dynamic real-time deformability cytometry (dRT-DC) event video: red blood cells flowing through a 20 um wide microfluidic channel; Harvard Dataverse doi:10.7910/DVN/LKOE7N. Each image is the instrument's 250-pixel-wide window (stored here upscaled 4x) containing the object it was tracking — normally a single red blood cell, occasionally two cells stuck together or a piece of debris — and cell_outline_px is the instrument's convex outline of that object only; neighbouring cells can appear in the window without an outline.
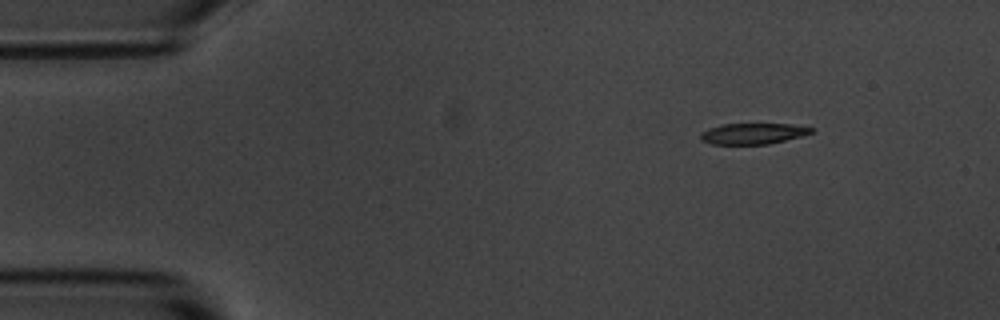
{"species": "common noctule bat (a hibernating species)", "species_latin": "Nyctalus noctula", "temperature_condition": "room temperature", "stored_images_in_passage": 10, "camera_frame_rate_fps": 3000, "um_per_image_px": 0.085, "animal": {"sex": "male", "body_mass_g": 20.1, "forearm_length_mm": 53.5}, "frame": {"image": 1, "passage_image": 1, "time_ms": 0.0, "image_size_px": [1000, 320], "cell_outline_px": [[816, 128], [812, 132], [800, 136], [768, 144], [712, 144], [700, 140], [700, 132], [708, 128], [724, 124], [792, 124]], "centroid_in_image_um": [63.97, 11.35], "position_along_channel_um": 21.0, "area_um2": 13.47}}
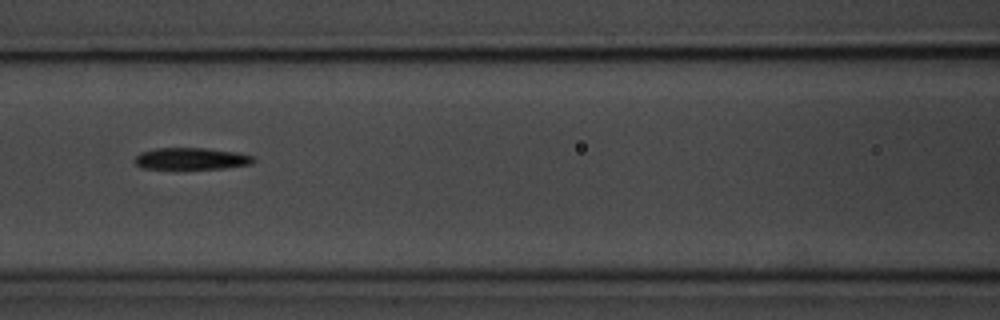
{"frame": {"image": 2, "passage_image": 6, "time_ms": 5.667, "image_size_px": [1000, 320], "cell_outline_px": [[256, 160], [252, 164], [224, 168], [140, 168], [132, 160], [140, 152], [156, 148], [204, 148], [236, 152], [252, 156]], "centroid_in_image_um": [16.23, 13.48], "position_along_channel_um": 150.4, "area_um2": 14.97}}
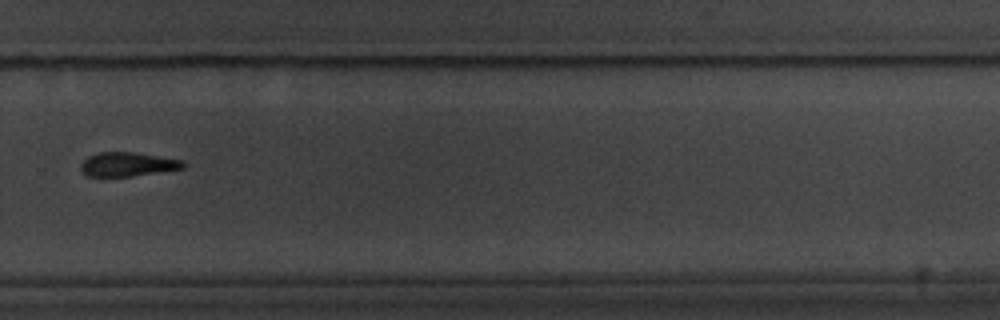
{"frame": {"image": 3, "passage_image": 10, "time_ms": 10.333, "image_size_px": [1000, 320], "cell_outline_px": [[188, 164], [184, 168], [132, 176], [84, 176], [80, 172], [80, 164], [88, 156], [100, 152], [132, 152], [184, 160]], "centroid_in_image_um": [10.83, 13.97], "position_along_channel_um": 319.0, "area_um2": 14.45}}